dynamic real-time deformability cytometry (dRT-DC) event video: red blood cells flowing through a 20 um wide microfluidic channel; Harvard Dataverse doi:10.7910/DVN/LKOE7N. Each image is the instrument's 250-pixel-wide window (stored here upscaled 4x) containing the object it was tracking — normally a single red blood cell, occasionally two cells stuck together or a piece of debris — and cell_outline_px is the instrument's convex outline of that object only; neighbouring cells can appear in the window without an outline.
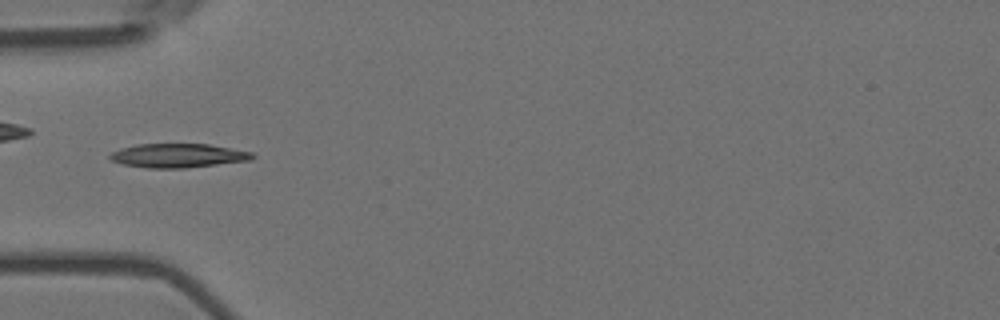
{"species": "Egyptian fruit bat (a non-hibernating species)", "species_latin": "Rousettus aegyptiacus", "temperature_condition": "room temperature", "stored_images_in_passage": 10, "camera_frame_rate_fps": 3000, "um_per_image_px": 0.085, "animal": {"sex": "female"}, "frame": {"image": 1, "passage_image": 5, "time_ms": 1.333, "image_size_px": [1000, 320], "cell_outline_px": [[256, 156], [252, 160], [184, 168], [148, 168], [124, 164], [112, 160], [108, 156], [112, 152], [120, 148], [136, 144], [208, 144], [252, 152]], "centroid_in_image_um": [15.14, 13.22], "position_along_channel_um": 69.9, "area_um2": 19.83}}
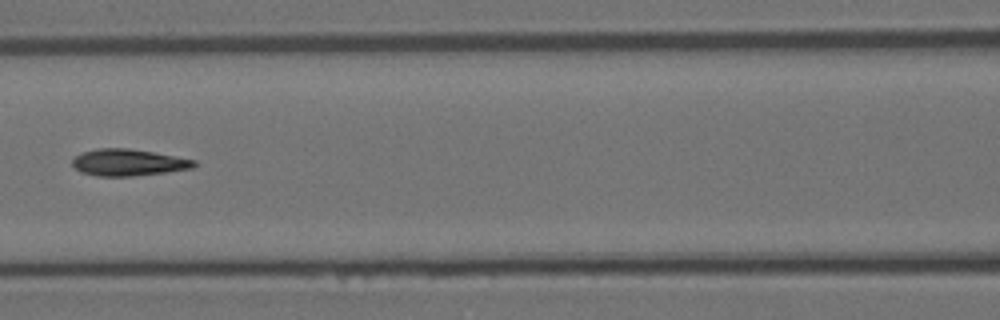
{"frame": {"image": 2, "passage_image": 7, "time_ms": 2.0, "image_size_px": [1000, 320], "cell_outline_px": [[196, 164], [192, 168], [164, 172], [132, 176], [96, 176], [80, 172], [72, 164], [72, 160], [80, 152], [96, 148], [128, 148], [152, 152], [196, 160]], "centroid_in_image_um": [10.85, 13.8], "position_along_channel_um": 155.7, "area_um2": 18.84}}
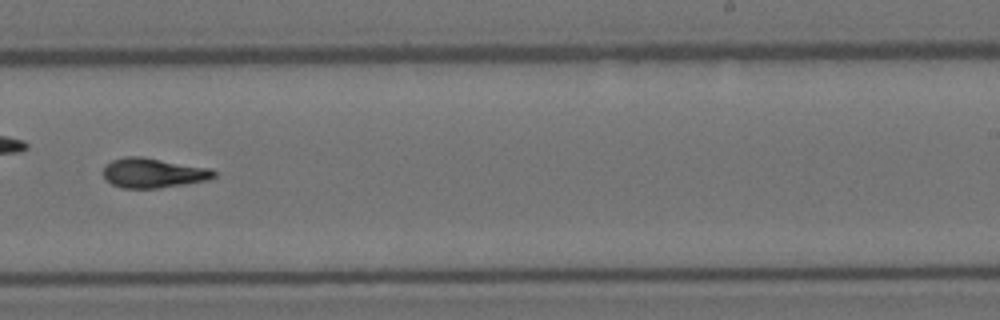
{"frame": {"image": 3, "passage_image": 10, "time_ms": 3.0, "image_size_px": [1000, 320], "cell_outline_px": [[216, 176], [208, 180], [160, 188], [120, 188], [112, 184], [104, 176], [104, 168], [112, 160], [124, 156], [140, 156], [212, 168], [216, 172]], "centroid_in_image_um": [13.06, 14.7], "position_along_channel_um": 275.9, "area_um2": 19.19}}